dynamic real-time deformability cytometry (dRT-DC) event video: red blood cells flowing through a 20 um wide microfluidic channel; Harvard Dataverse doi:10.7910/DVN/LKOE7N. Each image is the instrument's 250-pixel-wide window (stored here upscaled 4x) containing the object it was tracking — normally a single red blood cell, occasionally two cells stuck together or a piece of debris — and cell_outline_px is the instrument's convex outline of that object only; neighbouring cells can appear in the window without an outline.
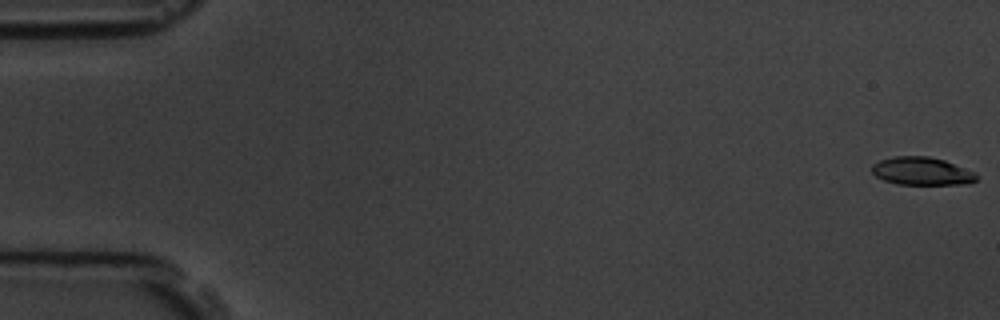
{"species": "common noctule bat (a hibernating species)", "species_latin": "Nyctalus noctula", "temperature_condition": "room temperature", "stored_images_in_passage": 9, "camera_frame_rate_fps": 3000, "um_per_image_px": 0.085, "animal": {"sex": "male", "body_mass_g": 19.5, "forearm_length_mm": 54.6}, "frame": {"image": 1, "passage_image": 1, "time_ms": 0.0, "image_size_px": [1000, 320], "cell_outline_px": [[980, 176], [972, 184], [896, 184], [884, 180], [876, 176], [872, 172], [872, 164], [880, 160], [892, 156], [928, 156], [944, 160], [976, 172]], "centroid_in_image_um": [78.39, 14.55], "position_along_channel_um": 6.6, "area_um2": 17.22}}
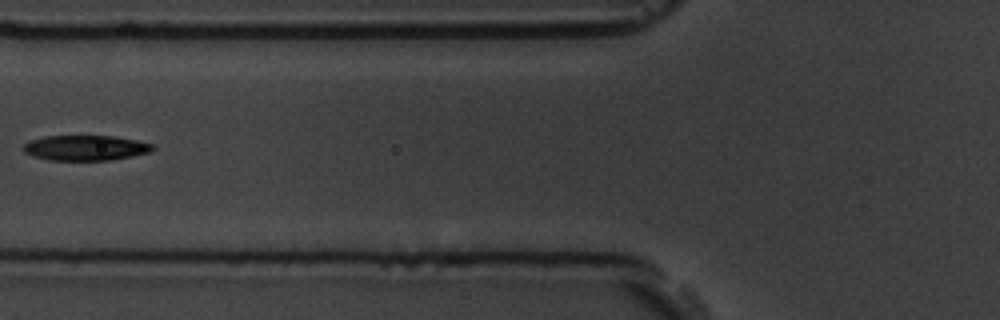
{"frame": {"image": 2, "passage_image": 7, "time_ms": 7.0, "image_size_px": [1000, 320], "cell_outline_px": [[156, 148], [148, 152], [132, 156], [108, 160], [48, 160], [32, 156], [24, 152], [24, 144], [32, 140], [44, 136], [112, 136], [136, 140], [152, 144]], "centroid_in_image_um": [7.25, 12.57], "position_along_channel_um": 118.5, "area_um2": 18.84}}
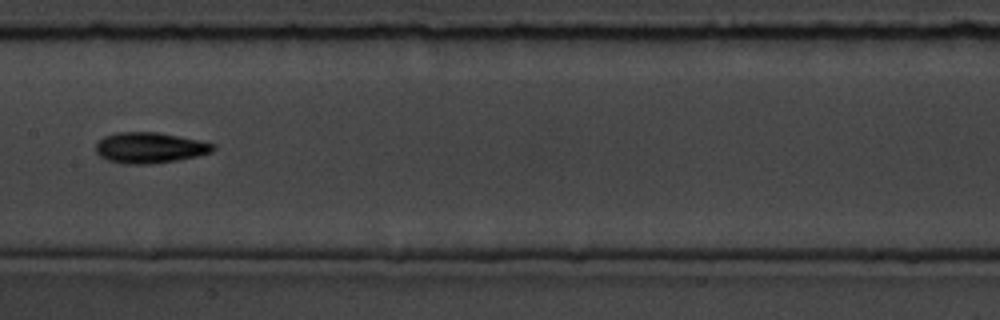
{"frame": {"image": 3, "passage_image": 9, "time_ms": 9.0, "image_size_px": [1000, 320], "cell_outline_px": [[216, 148], [212, 152], [196, 156], [176, 160], [152, 164], [124, 164], [108, 160], [100, 156], [96, 152], [96, 144], [104, 136], [116, 132], [156, 132], [216, 144]], "centroid_in_image_um": [12.71, 12.56], "position_along_channel_um": 194.7, "area_um2": 20.87}}